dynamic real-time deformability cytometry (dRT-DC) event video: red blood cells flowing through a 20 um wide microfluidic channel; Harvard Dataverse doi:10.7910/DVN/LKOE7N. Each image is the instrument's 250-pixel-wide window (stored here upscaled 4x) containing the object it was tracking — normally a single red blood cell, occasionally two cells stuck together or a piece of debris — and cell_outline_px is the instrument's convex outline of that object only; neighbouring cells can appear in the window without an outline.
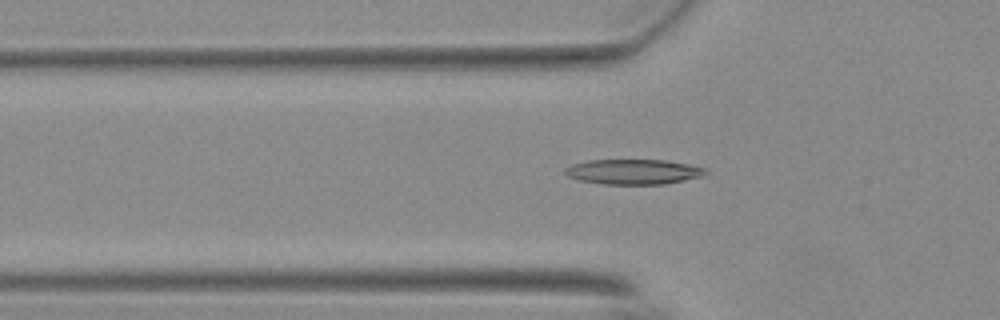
{"species": "Egyptian fruit bat (a non-hibernating species)", "species_latin": "Rousettus aegyptiacus", "temperature_condition": "warm", "stored_images_in_passage": 38, "camera_frame_rate_fps": 3000, "um_per_image_px": 0.085, "animal": {"sex": "female"}, "frame": {"image": 1, "passage_image": 5, "time_ms": 1.333, "image_size_px": [1000, 320], "cell_outline_px": [[708, 172], [704, 176], [664, 184], [604, 184], [580, 180], [568, 176], [564, 172], [564, 168], [572, 164], [588, 160], [664, 160], [688, 164], [708, 168]], "centroid_in_image_um": [53.87, 14.59], "position_along_channel_um": 71.9, "area_um2": 20.58}}
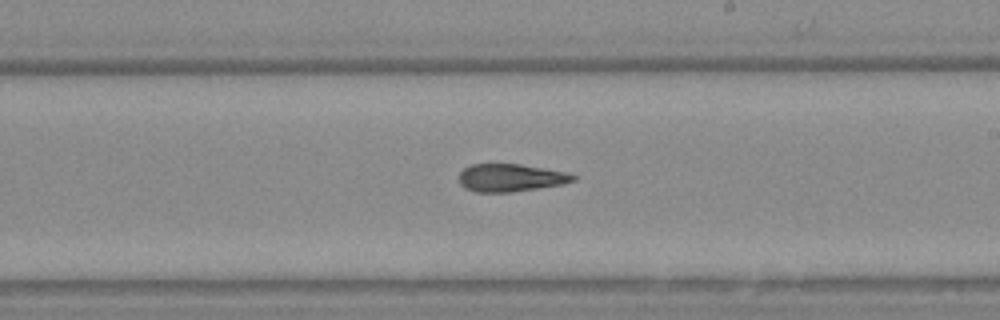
{"frame": {"image": 2, "passage_image": 19, "time_ms": 6.0, "image_size_px": [1000, 320], "cell_outline_px": [[576, 180], [564, 184], [512, 192], [476, 192], [464, 188], [460, 184], [460, 172], [464, 168], [472, 164], [520, 164], [568, 172], [576, 176]], "centroid_in_image_um": [43.42, 15.11], "position_along_channel_um": 245.6, "area_um2": 18.5}}
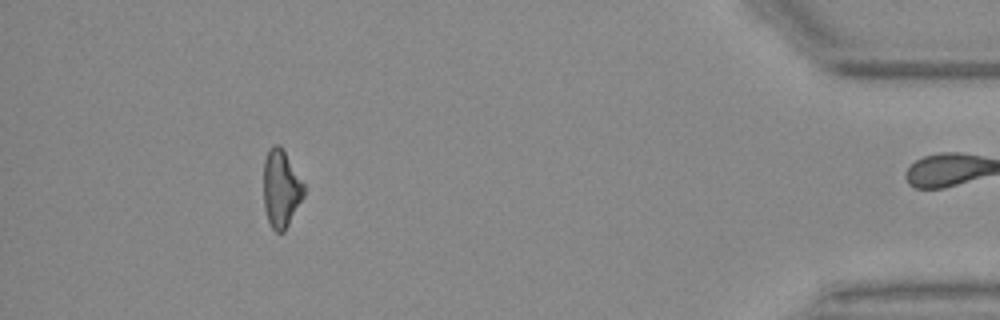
{"frame": {"image": 3, "passage_image": 37, "time_ms": 12.0, "image_size_px": [1000, 320], "cell_outline_px": [[304, 196], [284, 232], [276, 232], [272, 228], [268, 220], [264, 208], [264, 160], [268, 148], [272, 144], [280, 144], [304, 184]], "centroid_in_image_um": [23.88, 16.01], "position_along_channel_um": 411.3, "area_um2": 18.21}, "authors_computed_cell_mechanics": {"area_um2": 19.0451, "velocity_mm_per_s": 3.7158, "shape_relaxation_time_tau1_ms": 6.1621, "shape_relaxation_time_tau2_ms": 2.2008, "deformation_change_tau1": 0.1773, "deformation_change_tau2": 0.1069}}